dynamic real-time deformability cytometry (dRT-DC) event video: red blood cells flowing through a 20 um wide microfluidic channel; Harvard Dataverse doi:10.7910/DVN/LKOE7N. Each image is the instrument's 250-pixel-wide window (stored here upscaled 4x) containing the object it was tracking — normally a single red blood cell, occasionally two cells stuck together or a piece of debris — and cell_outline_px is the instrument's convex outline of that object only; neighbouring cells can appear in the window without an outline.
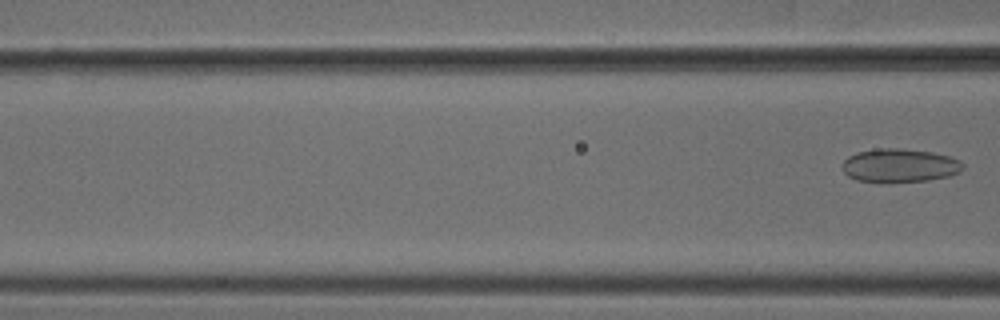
{"species": "common noctule bat (a hibernating species)", "species_latin": "Nyctalus noctula", "temperature_condition": "cold", "stored_images_in_passage": 5, "camera_frame_rate_fps": 3000, "um_per_image_px": 0.085, "animal": {"sex": "male", "body_mass_g": 18.8}, "frame": {"image": 1, "passage_image": 5, "time_ms": 1.333, "image_size_px": [1000, 320], "cell_outline_px": [[964, 168], [960, 172], [948, 176], [928, 180], [880, 184], [856, 180], [848, 176], [844, 172], [844, 160], [848, 156], [856, 152], [876, 148], [900, 148], [932, 152], [952, 156], [960, 160], [964, 164]], "centroid_in_image_um": [76.48, 14.08], "position_along_channel_um": 90.1, "area_um2": 24.16}}